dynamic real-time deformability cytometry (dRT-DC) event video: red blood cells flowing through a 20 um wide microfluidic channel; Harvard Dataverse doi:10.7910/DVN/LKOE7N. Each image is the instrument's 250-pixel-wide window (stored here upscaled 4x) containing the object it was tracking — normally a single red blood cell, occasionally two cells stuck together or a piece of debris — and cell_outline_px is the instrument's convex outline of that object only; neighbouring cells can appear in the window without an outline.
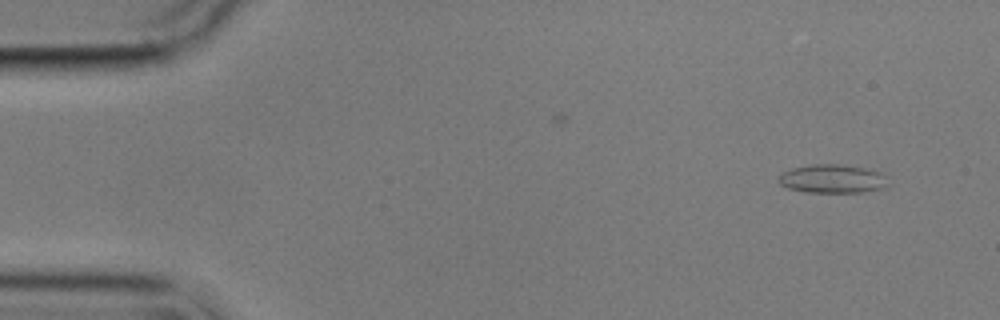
{"species": "common noctule bat (a hibernating species)", "species_latin": "Nyctalus noctula", "temperature_condition": "cold", "stored_images_in_passage": 5, "segment_of_instrument_passage": [2, 2], "camera_frame_rate_fps": 3000, "um_per_image_px": 0.085, "animal": {"sex": "male", "body_mass_g": 17.9}, "frame": {"image": 1, "passage_image": 5, "time_ms": 5.667, "image_size_px": [1000, 320], "cell_outline_px": [[888, 184], [884, 188], [860, 192], [804, 192], [788, 188], [780, 184], [776, 180], [776, 176], [780, 172], [792, 168], [812, 164], [840, 164], [864, 168], [884, 172], [888, 176]], "centroid_in_image_um": [70.74, 15.19], "position_along_channel_um": 14.3, "area_um2": 18.67}}